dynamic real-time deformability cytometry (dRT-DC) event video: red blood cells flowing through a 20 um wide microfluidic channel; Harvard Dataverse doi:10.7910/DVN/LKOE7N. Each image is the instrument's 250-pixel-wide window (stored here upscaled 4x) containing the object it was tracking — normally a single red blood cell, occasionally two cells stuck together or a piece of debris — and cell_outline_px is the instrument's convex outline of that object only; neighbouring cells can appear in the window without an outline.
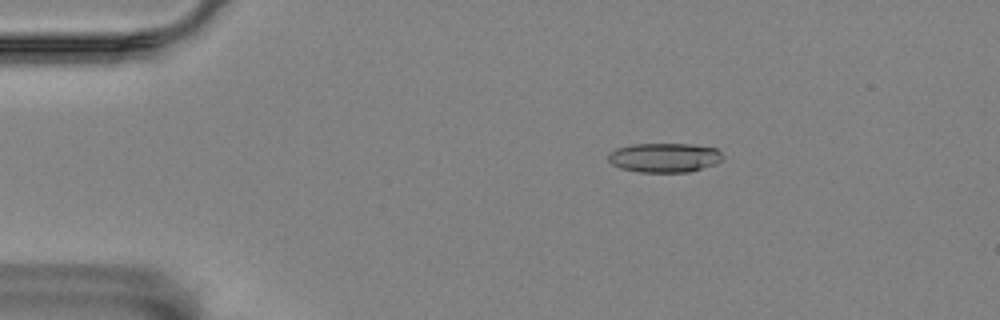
{"species": "Egyptian fruit bat (a non-hibernating species)", "species_latin": "Rousettus aegyptiacus", "temperature_condition": "room temperature", "stored_images_in_passage": 5, "camera_frame_rate_fps": 3000, "um_per_image_px": 0.085, "animal": {"sex": "female"}, "frame": {"image": 1, "passage_image": 3, "time_ms": 2.333, "image_size_px": [1000, 320], "cell_outline_px": [[724, 156], [716, 164], [688, 172], [640, 172], [620, 168], [612, 164], [608, 160], [608, 152], [616, 148], [632, 144], [692, 144], [716, 148]], "centroid_in_image_um": [56.45, 13.39], "position_along_channel_um": 28.5, "area_um2": 19.65}}